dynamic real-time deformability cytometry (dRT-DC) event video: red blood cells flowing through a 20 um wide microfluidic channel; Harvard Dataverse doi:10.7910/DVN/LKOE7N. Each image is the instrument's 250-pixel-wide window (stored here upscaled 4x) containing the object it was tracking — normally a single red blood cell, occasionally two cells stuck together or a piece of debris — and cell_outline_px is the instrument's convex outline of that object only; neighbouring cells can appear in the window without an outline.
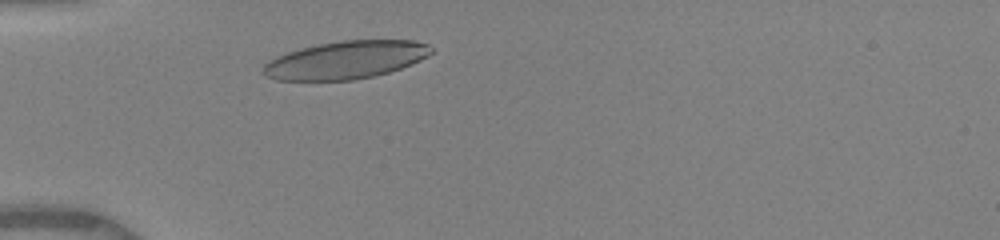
{"species": "human", "species_latin": "Homo sapiens", "temperature_condition": "warm", "stored_images_in_passage": 27, "camera_frame_rate_fps": 3000, "um_per_image_px": 0.085, "donor": {"sex": "female"}, "frame": {"image": 1, "passage_image": 3, "time_ms": 1.333, "image_size_px": [1000, 240], "cell_outline_px": [[432, 52], [428, 56], [412, 64], [388, 72], [372, 76], [352, 80], [276, 80], [264, 76], [260, 72], [264, 64], [268, 60], [276, 56], [300, 48], [316, 44], [340, 40], [412, 40], [428, 44], [432, 48]], "centroid_in_image_um": [29.34, 5.09], "position_along_channel_um": 55.7, "area_um2": 37.22}}
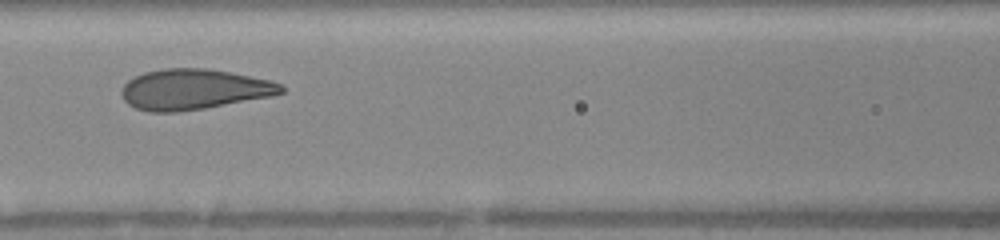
{"frame": {"image": 2, "passage_image": 10, "time_ms": 4.0, "image_size_px": [1000, 240], "cell_outline_px": [[284, 92], [272, 96], [204, 108], [180, 112], [148, 112], [136, 108], [128, 104], [124, 100], [120, 92], [124, 84], [128, 80], [144, 72], [164, 68], [208, 68], [272, 80], [280, 84], [284, 88]], "centroid_in_image_um": [16.46, 7.59], "position_along_channel_um": 150.1, "area_um2": 37.74}}
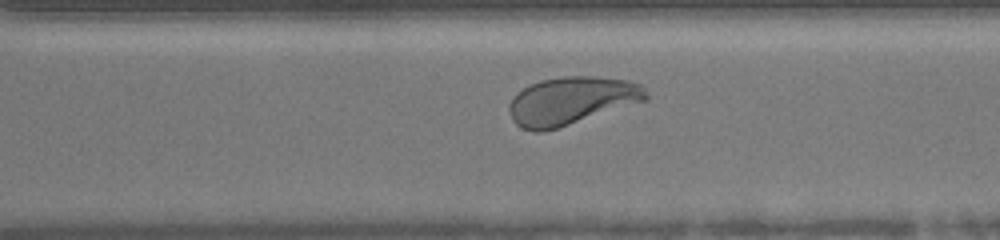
{"frame": {"image": 3, "passage_image": 21, "time_ms": 8.333, "image_size_px": [1000, 240], "cell_outline_px": [[648, 100], [544, 132], [536, 132], [524, 128], [516, 124], [512, 120], [508, 112], [508, 104], [512, 96], [516, 92], [540, 80], [564, 76], [592, 76], [628, 80], [640, 84], [648, 92]], "centroid_in_image_um": [48.55, 8.56], "position_along_channel_um": 322.0, "area_um2": 38.32}, "authors_computed_cell_mechanics": {"area_um2": 37.8012, "velocity_mm_per_s": 3.9827, "shape_relaxation_time_tau1_ms": 2.3004, "shape_relaxation_time_tau2_ms": null, "deformation_change_tau1": 0.1522, "deformation_change_tau2": null}}